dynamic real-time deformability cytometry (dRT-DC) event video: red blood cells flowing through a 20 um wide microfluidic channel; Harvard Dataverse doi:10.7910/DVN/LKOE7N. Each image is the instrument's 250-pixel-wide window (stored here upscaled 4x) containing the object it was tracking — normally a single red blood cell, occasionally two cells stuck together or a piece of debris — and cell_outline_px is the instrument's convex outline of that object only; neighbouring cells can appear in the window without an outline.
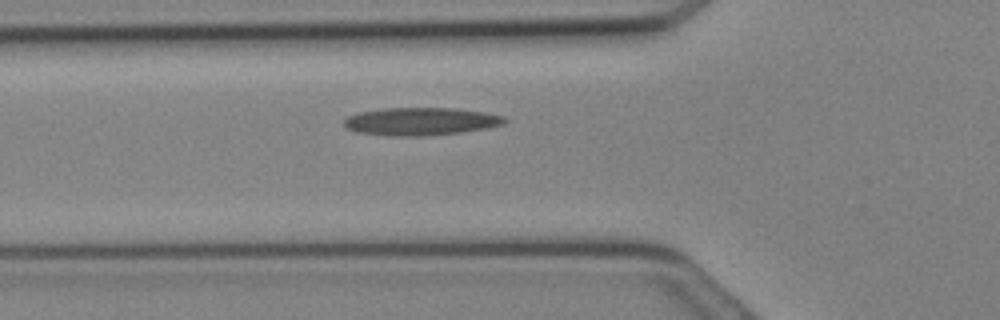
{"species": "Egyptian fruit bat (a non-hibernating species)", "species_latin": "Rousettus aegyptiacus", "temperature_condition": "cold", "stored_images_in_passage": 7, "camera_frame_rate_fps": 3000, "um_per_image_px": 0.085, "animal": {"sex": "female"}, "frame": {"image": 1, "passage_image": 3, "time_ms": 0.667, "image_size_px": [1000, 320], "cell_outline_px": [[508, 120], [504, 124], [488, 128], [460, 132], [420, 136], [388, 136], [356, 132], [348, 128], [344, 124], [344, 120], [348, 116], [360, 112], [384, 108], [452, 108], [484, 112], [504, 116]], "centroid_in_image_um": [35.77, 10.32], "position_along_channel_um": 90.0, "area_um2": 25.95}}
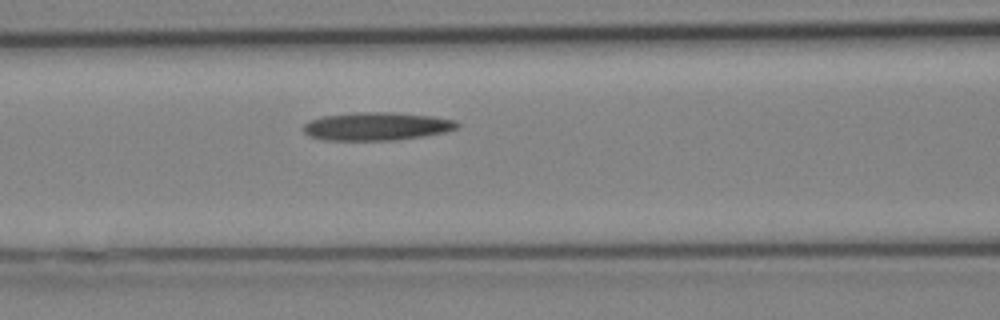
{"frame": {"image": 2, "passage_image": 5, "time_ms": 1.333, "image_size_px": [1000, 320], "cell_outline_px": [[460, 128], [444, 132], [424, 136], [396, 140], [324, 140], [308, 136], [304, 132], [304, 124], [308, 120], [320, 116], [356, 112], [392, 112], [432, 116], [456, 120], [460, 124]], "centroid_in_image_um": [32.01, 10.73], "position_along_channel_um": 134.6, "area_um2": 25.49}}
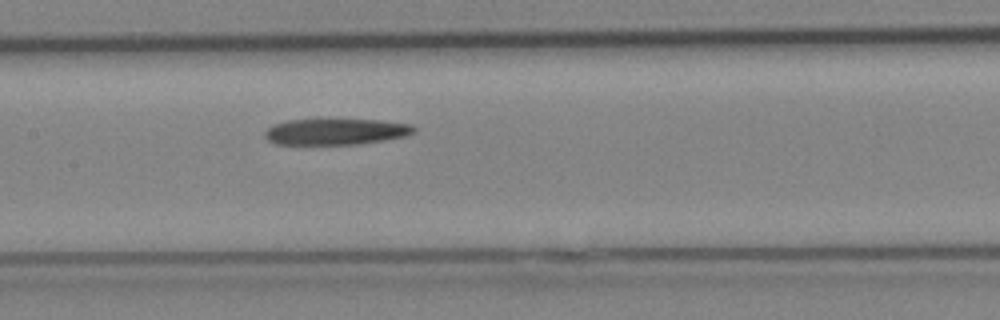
{"frame": {"image": 3, "passage_image": 7, "time_ms": 2.0, "image_size_px": [1000, 320], "cell_outline_px": [[416, 132], [408, 136], [384, 140], [356, 144], [276, 144], [268, 140], [264, 136], [264, 132], [272, 124], [288, 120], [328, 116], [380, 120], [412, 124], [416, 128]], "centroid_in_image_um": [28.55, 11.13], "position_along_channel_um": 178.8, "area_um2": 24.04}}